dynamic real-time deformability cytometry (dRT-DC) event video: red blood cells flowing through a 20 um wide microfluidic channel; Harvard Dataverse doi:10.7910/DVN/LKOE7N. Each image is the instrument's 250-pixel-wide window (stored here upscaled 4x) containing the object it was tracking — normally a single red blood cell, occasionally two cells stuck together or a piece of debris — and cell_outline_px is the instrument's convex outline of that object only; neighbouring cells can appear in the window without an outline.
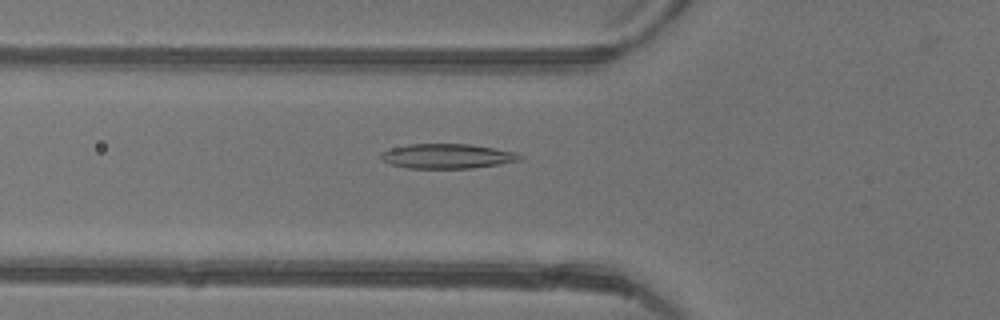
{"species": "common noctule bat (a hibernating species)", "species_latin": "Nyctalus noctula", "temperature_condition": "warm", "stored_images_in_passage": 31, "camera_frame_rate_fps": 3000, "um_per_image_px": 0.085, "animal": {"sex": "female"}, "frame": {"image": 1, "passage_image": 3, "time_ms": 0.667, "image_size_px": [1000, 320], "cell_outline_px": [[524, 156], [520, 160], [500, 164], [472, 168], [408, 168], [388, 164], [380, 160], [380, 152], [392, 148], [408, 144], [468, 144], [516, 152]], "centroid_in_image_um": [37.97, 13.28], "position_along_channel_um": 87.8, "area_um2": 20.06}}
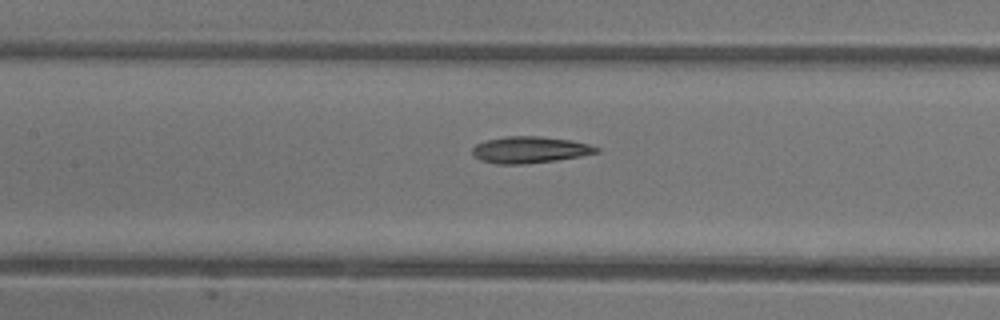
{"frame": {"image": 2, "passage_image": 8, "time_ms": 2.333, "image_size_px": [1000, 320], "cell_outline_px": [[600, 152], [580, 156], [556, 160], [520, 164], [496, 164], [480, 160], [472, 156], [472, 148], [476, 144], [488, 140], [504, 136], [540, 136], [572, 140], [588, 144], [600, 148]], "centroid_in_image_um": [45.02, 12.73], "position_along_channel_um": 162.4, "area_um2": 19.25}}
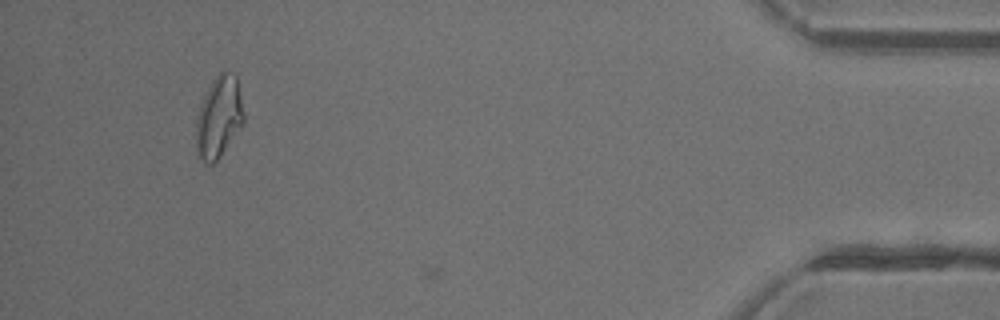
{"frame": {"image": 3, "passage_image": 30, "time_ms": 9.667, "image_size_px": [1000, 320], "cell_outline_px": [[244, 120], [220, 156], [212, 164], [204, 164], [196, 148], [196, 116], [200, 104], [212, 80], [220, 72], [228, 72], [236, 76], [244, 116]], "centroid_in_image_um": [18.57, 9.95], "position_along_channel_um": 416.6, "area_um2": 22.14}}